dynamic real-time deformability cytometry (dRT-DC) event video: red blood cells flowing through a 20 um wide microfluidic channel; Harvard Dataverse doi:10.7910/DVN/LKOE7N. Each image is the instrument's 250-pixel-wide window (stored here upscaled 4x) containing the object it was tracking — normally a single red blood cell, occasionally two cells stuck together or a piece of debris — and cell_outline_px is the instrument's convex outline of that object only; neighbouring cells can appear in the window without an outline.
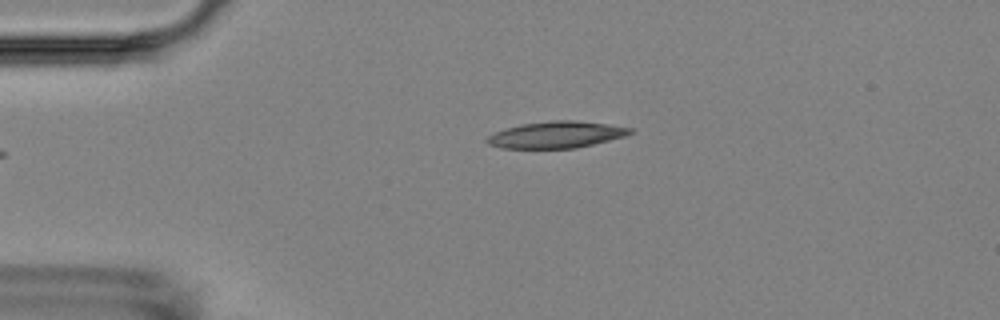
{"species": "Egyptian fruit bat (a non-hibernating species)", "species_latin": "Rousettus aegyptiacus", "temperature_condition": "room temperature", "stored_images_in_passage": 6, "camera_frame_rate_fps": 3000, "um_per_image_px": 0.085, "animal": {"sex": "female"}, "frame": {"image": 1, "passage_image": 6, "time_ms": 6.0, "image_size_px": [1000, 320], "cell_outline_px": [[636, 132], [624, 136], [576, 148], [500, 148], [488, 144], [484, 140], [488, 136], [504, 128], [520, 124], [552, 120], [572, 120], [604, 124], [632, 128]], "centroid_in_image_um": [47.24, 11.45], "position_along_channel_um": 37.8, "area_um2": 22.08}}